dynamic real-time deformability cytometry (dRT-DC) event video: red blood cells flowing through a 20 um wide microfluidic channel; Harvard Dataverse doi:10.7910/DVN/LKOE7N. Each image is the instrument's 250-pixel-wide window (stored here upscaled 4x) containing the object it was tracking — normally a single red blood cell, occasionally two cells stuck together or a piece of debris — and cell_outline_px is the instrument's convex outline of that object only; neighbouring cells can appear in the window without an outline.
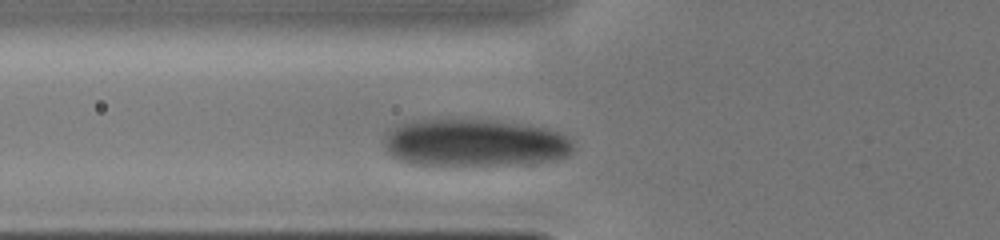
{"species": "human", "species_latin": "Homo sapiens", "temperature_condition": "cold", "stored_images_in_passage": 3, "camera_frame_rate_fps": 3000, "um_per_image_px": 0.085, "donor": {"sex": "male"}, "frame": {"image": 1, "passage_image": 3, "time_ms": 1.333, "image_size_px": [1000, 240], "cell_outline_px": [[576, 148], [568, 156], [552, 160], [524, 164], [464, 168], [440, 168], [408, 164], [392, 156], [388, 152], [384, 144], [384, 140], [388, 128], [412, 120], [496, 120], [548, 128], [560, 132], [576, 140]], "centroid_in_image_um": [40.36, 12.2], "position_along_channel_um": 85.4, "area_um2": 54.74}}